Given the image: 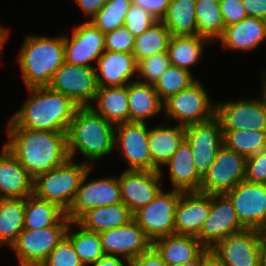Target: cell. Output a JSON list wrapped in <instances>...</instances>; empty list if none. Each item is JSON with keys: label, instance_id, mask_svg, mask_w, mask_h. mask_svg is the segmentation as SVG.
Instances as JSON below:
<instances>
[{"label": "cell", "instance_id": "6f0895ef", "mask_svg": "<svg viewBox=\"0 0 266 266\" xmlns=\"http://www.w3.org/2000/svg\"><path fill=\"white\" fill-rule=\"evenodd\" d=\"M262 266H266V239H265V247L263 252Z\"/></svg>", "mask_w": 266, "mask_h": 266}, {"label": "cell", "instance_id": "ee69618b", "mask_svg": "<svg viewBox=\"0 0 266 266\" xmlns=\"http://www.w3.org/2000/svg\"><path fill=\"white\" fill-rule=\"evenodd\" d=\"M134 42V35L124 26L105 33V50L107 51L133 53Z\"/></svg>", "mask_w": 266, "mask_h": 266}, {"label": "cell", "instance_id": "9c48e42d", "mask_svg": "<svg viewBox=\"0 0 266 266\" xmlns=\"http://www.w3.org/2000/svg\"><path fill=\"white\" fill-rule=\"evenodd\" d=\"M266 233L245 229L220 240L212 250L227 266H262Z\"/></svg>", "mask_w": 266, "mask_h": 266}, {"label": "cell", "instance_id": "5bb4252c", "mask_svg": "<svg viewBox=\"0 0 266 266\" xmlns=\"http://www.w3.org/2000/svg\"><path fill=\"white\" fill-rule=\"evenodd\" d=\"M215 116L222 131H266V102L262 98L218 102Z\"/></svg>", "mask_w": 266, "mask_h": 266}, {"label": "cell", "instance_id": "4316f807", "mask_svg": "<svg viewBox=\"0 0 266 266\" xmlns=\"http://www.w3.org/2000/svg\"><path fill=\"white\" fill-rule=\"evenodd\" d=\"M185 139V127H164L158 125L149 129V150L152 156V171L161 170V166L172 158Z\"/></svg>", "mask_w": 266, "mask_h": 266}, {"label": "cell", "instance_id": "74e56055", "mask_svg": "<svg viewBox=\"0 0 266 266\" xmlns=\"http://www.w3.org/2000/svg\"><path fill=\"white\" fill-rule=\"evenodd\" d=\"M223 144L246 158L266 149V131H222Z\"/></svg>", "mask_w": 266, "mask_h": 266}, {"label": "cell", "instance_id": "8fae6325", "mask_svg": "<svg viewBox=\"0 0 266 266\" xmlns=\"http://www.w3.org/2000/svg\"><path fill=\"white\" fill-rule=\"evenodd\" d=\"M225 195L232 202L238 220L245 229L266 233V184L244 180Z\"/></svg>", "mask_w": 266, "mask_h": 266}, {"label": "cell", "instance_id": "e575fe53", "mask_svg": "<svg viewBox=\"0 0 266 266\" xmlns=\"http://www.w3.org/2000/svg\"><path fill=\"white\" fill-rule=\"evenodd\" d=\"M197 35L218 41L225 31L219 0H196Z\"/></svg>", "mask_w": 266, "mask_h": 266}, {"label": "cell", "instance_id": "7402d4cb", "mask_svg": "<svg viewBox=\"0 0 266 266\" xmlns=\"http://www.w3.org/2000/svg\"><path fill=\"white\" fill-rule=\"evenodd\" d=\"M34 194V179L18 160L3 146L0 153V196L21 199Z\"/></svg>", "mask_w": 266, "mask_h": 266}, {"label": "cell", "instance_id": "d6986e66", "mask_svg": "<svg viewBox=\"0 0 266 266\" xmlns=\"http://www.w3.org/2000/svg\"><path fill=\"white\" fill-rule=\"evenodd\" d=\"M162 169L154 171L125 170L118 177L122 202L134 214L147 206L162 190Z\"/></svg>", "mask_w": 266, "mask_h": 266}, {"label": "cell", "instance_id": "11a10c76", "mask_svg": "<svg viewBox=\"0 0 266 266\" xmlns=\"http://www.w3.org/2000/svg\"><path fill=\"white\" fill-rule=\"evenodd\" d=\"M204 252L195 260L185 263L181 266H203Z\"/></svg>", "mask_w": 266, "mask_h": 266}, {"label": "cell", "instance_id": "60d3db41", "mask_svg": "<svg viewBox=\"0 0 266 266\" xmlns=\"http://www.w3.org/2000/svg\"><path fill=\"white\" fill-rule=\"evenodd\" d=\"M170 66L168 52L157 53L146 57L137 62V78L140 80L144 77V81H139L147 84H155L160 76Z\"/></svg>", "mask_w": 266, "mask_h": 266}, {"label": "cell", "instance_id": "b9f144b4", "mask_svg": "<svg viewBox=\"0 0 266 266\" xmlns=\"http://www.w3.org/2000/svg\"><path fill=\"white\" fill-rule=\"evenodd\" d=\"M41 266H84L71 241L65 236L51 251Z\"/></svg>", "mask_w": 266, "mask_h": 266}, {"label": "cell", "instance_id": "681fc988", "mask_svg": "<svg viewBox=\"0 0 266 266\" xmlns=\"http://www.w3.org/2000/svg\"><path fill=\"white\" fill-rule=\"evenodd\" d=\"M249 17L266 20V0H241Z\"/></svg>", "mask_w": 266, "mask_h": 266}, {"label": "cell", "instance_id": "7bdbcfd3", "mask_svg": "<svg viewBox=\"0 0 266 266\" xmlns=\"http://www.w3.org/2000/svg\"><path fill=\"white\" fill-rule=\"evenodd\" d=\"M157 21L158 20H156L145 9L132 4L126 14L123 26L126 27L129 32L134 35V37H137Z\"/></svg>", "mask_w": 266, "mask_h": 266}, {"label": "cell", "instance_id": "f5cc1de1", "mask_svg": "<svg viewBox=\"0 0 266 266\" xmlns=\"http://www.w3.org/2000/svg\"><path fill=\"white\" fill-rule=\"evenodd\" d=\"M203 266H227V265L212 249H206L204 251Z\"/></svg>", "mask_w": 266, "mask_h": 266}, {"label": "cell", "instance_id": "8992f818", "mask_svg": "<svg viewBox=\"0 0 266 266\" xmlns=\"http://www.w3.org/2000/svg\"><path fill=\"white\" fill-rule=\"evenodd\" d=\"M206 89L196 80L185 90L170 96L163 102V111L167 117L179 121V125L188 126L202 123L215 116L216 104H211Z\"/></svg>", "mask_w": 266, "mask_h": 266}, {"label": "cell", "instance_id": "277c9868", "mask_svg": "<svg viewBox=\"0 0 266 266\" xmlns=\"http://www.w3.org/2000/svg\"><path fill=\"white\" fill-rule=\"evenodd\" d=\"M19 52L23 80L28 88L47 87L65 62L64 36H26Z\"/></svg>", "mask_w": 266, "mask_h": 266}, {"label": "cell", "instance_id": "52a82bcc", "mask_svg": "<svg viewBox=\"0 0 266 266\" xmlns=\"http://www.w3.org/2000/svg\"><path fill=\"white\" fill-rule=\"evenodd\" d=\"M183 191H163L145 207L133 214V220L153 242L162 236L175 233L176 207Z\"/></svg>", "mask_w": 266, "mask_h": 266}, {"label": "cell", "instance_id": "30bf717a", "mask_svg": "<svg viewBox=\"0 0 266 266\" xmlns=\"http://www.w3.org/2000/svg\"><path fill=\"white\" fill-rule=\"evenodd\" d=\"M90 170L91 167L84 173L76 197L66 212L70 221L76 222L84 213L96 207L122 202L118 178L107 177L86 183Z\"/></svg>", "mask_w": 266, "mask_h": 266}, {"label": "cell", "instance_id": "9a60e30c", "mask_svg": "<svg viewBox=\"0 0 266 266\" xmlns=\"http://www.w3.org/2000/svg\"><path fill=\"white\" fill-rule=\"evenodd\" d=\"M147 122H126L115 125L114 147L129 164L126 170L152 171Z\"/></svg>", "mask_w": 266, "mask_h": 266}, {"label": "cell", "instance_id": "836d02e7", "mask_svg": "<svg viewBox=\"0 0 266 266\" xmlns=\"http://www.w3.org/2000/svg\"><path fill=\"white\" fill-rule=\"evenodd\" d=\"M207 42L210 43L211 41L201 35L171 36L167 50L170 65L190 71L189 67L198 62L203 45H206Z\"/></svg>", "mask_w": 266, "mask_h": 266}, {"label": "cell", "instance_id": "3957f363", "mask_svg": "<svg viewBox=\"0 0 266 266\" xmlns=\"http://www.w3.org/2000/svg\"><path fill=\"white\" fill-rule=\"evenodd\" d=\"M115 125L97 114L90 106L79 107L66 133L67 153L74 159L78 149L91 161L113 152Z\"/></svg>", "mask_w": 266, "mask_h": 266}, {"label": "cell", "instance_id": "f6af8a7d", "mask_svg": "<svg viewBox=\"0 0 266 266\" xmlns=\"http://www.w3.org/2000/svg\"><path fill=\"white\" fill-rule=\"evenodd\" d=\"M245 180L266 184V149L246 158Z\"/></svg>", "mask_w": 266, "mask_h": 266}, {"label": "cell", "instance_id": "bcb514c9", "mask_svg": "<svg viewBox=\"0 0 266 266\" xmlns=\"http://www.w3.org/2000/svg\"><path fill=\"white\" fill-rule=\"evenodd\" d=\"M225 26L240 22L248 17L241 0H219Z\"/></svg>", "mask_w": 266, "mask_h": 266}, {"label": "cell", "instance_id": "d590c367", "mask_svg": "<svg viewBox=\"0 0 266 266\" xmlns=\"http://www.w3.org/2000/svg\"><path fill=\"white\" fill-rule=\"evenodd\" d=\"M72 224L79 227L78 231L71 230ZM65 236L71 241L84 266L95 263L105 255L99 234L83 228L77 222L69 223Z\"/></svg>", "mask_w": 266, "mask_h": 266}, {"label": "cell", "instance_id": "c3c4849f", "mask_svg": "<svg viewBox=\"0 0 266 266\" xmlns=\"http://www.w3.org/2000/svg\"><path fill=\"white\" fill-rule=\"evenodd\" d=\"M130 266H168L162 257L151 247L147 252L130 261Z\"/></svg>", "mask_w": 266, "mask_h": 266}, {"label": "cell", "instance_id": "ac0fdd59", "mask_svg": "<svg viewBox=\"0 0 266 266\" xmlns=\"http://www.w3.org/2000/svg\"><path fill=\"white\" fill-rule=\"evenodd\" d=\"M71 36L64 35L65 62L95 68L91 61L105 52V34L88 20L75 26Z\"/></svg>", "mask_w": 266, "mask_h": 266}, {"label": "cell", "instance_id": "4dcf8cb0", "mask_svg": "<svg viewBox=\"0 0 266 266\" xmlns=\"http://www.w3.org/2000/svg\"><path fill=\"white\" fill-rule=\"evenodd\" d=\"M133 220L130 209L120 202L115 205L101 206L84 213L76 222L83 228L101 233L118 228Z\"/></svg>", "mask_w": 266, "mask_h": 266}, {"label": "cell", "instance_id": "db71d44e", "mask_svg": "<svg viewBox=\"0 0 266 266\" xmlns=\"http://www.w3.org/2000/svg\"><path fill=\"white\" fill-rule=\"evenodd\" d=\"M8 33H9L8 29L0 25V54L2 52L1 49H3L2 47L4 46V43L8 39L9 36Z\"/></svg>", "mask_w": 266, "mask_h": 266}, {"label": "cell", "instance_id": "f907efd6", "mask_svg": "<svg viewBox=\"0 0 266 266\" xmlns=\"http://www.w3.org/2000/svg\"><path fill=\"white\" fill-rule=\"evenodd\" d=\"M83 13L87 16H91V19L97 14V12L108 2V0H75Z\"/></svg>", "mask_w": 266, "mask_h": 266}, {"label": "cell", "instance_id": "7a4b0ae2", "mask_svg": "<svg viewBox=\"0 0 266 266\" xmlns=\"http://www.w3.org/2000/svg\"><path fill=\"white\" fill-rule=\"evenodd\" d=\"M29 100L8 121L7 128L67 133L79 108L71 98L50 87L28 88Z\"/></svg>", "mask_w": 266, "mask_h": 266}, {"label": "cell", "instance_id": "e0dca14e", "mask_svg": "<svg viewBox=\"0 0 266 266\" xmlns=\"http://www.w3.org/2000/svg\"><path fill=\"white\" fill-rule=\"evenodd\" d=\"M245 230L238 220L230 199L225 195H211V210L197 239L212 249L220 240Z\"/></svg>", "mask_w": 266, "mask_h": 266}, {"label": "cell", "instance_id": "484cf974", "mask_svg": "<svg viewBox=\"0 0 266 266\" xmlns=\"http://www.w3.org/2000/svg\"><path fill=\"white\" fill-rule=\"evenodd\" d=\"M166 165L169 166V178L174 189L183 192L200 190L202 177L196 170L193 152L186 139Z\"/></svg>", "mask_w": 266, "mask_h": 266}, {"label": "cell", "instance_id": "7dc6e473", "mask_svg": "<svg viewBox=\"0 0 266 266\" xmlns=\"http://www.w3.org/2000/svg\"><path fill=\"white\" fill-rule=\"evenodd\" d=\"M131 2L145 9L156 20L161 21L167 12L170 0H131Z\"/></svg>", "mask_w": 266, "mask_h": 266}, {"label": "cell", "instance_id": "d6a6232c", "mask_svg": "<svg viewBox=\"0 0 266 266\" xmlns=\"http://www.w3.org/2000/svg\"><path fill=\"white\" fill-rule=\"evenodd\" d=\"M26 198L0 201V246L11 247L24 229Z\"/></svg>", "mask_w": 266, "mask_h": 266}, {"label": "cell", "instance_id": "f1b7e54d", "mask_svg": "<svg viewBox=\"0 0 266 266\" xmlns=\"http://www.w3.org/2000/svg\"><path fill=\"white\" fill-rule=\"evenodd\" d=\"M129 122H146L163 110V102L153 84L133 81L127 85Z\"/></svg>", "mask_w": 266, "mask_h": 266}, {"label": "cell", "instance_id": "603a6c76", "mask_svg": "<svg viewBox=\"0 0 266 266\" xmlns=\"http://www.w3.org/2000/svg\"><path fill=\"white\" fill-rule=\"evenodd\" d=\"M96 63L98 88L126 86L131 76L137 73V61L132 53L105 50Z\"/></svg>", "mask_w": 266, "mask_h": 266}, {"label": "cell", "instance_id": "f546056e", "mask_svg": "<svg viewBox=\"0 0 266 266\" xmlns=\"http://www.w3.org/2000/svg\"><path fill=\"white\" fill-rule=\"evenodd\" d=\"M94 101L98 107H90L108 122L114 125L129 122L127 85L98 88Z\"/></svg>", "mask_w": 266, "mask_h": 266}, {"label": "cell", "instance_id": "5b68a950", "mask_svg": "<svg viewBox=\"0 0 266 266\" xmlns=\"http://www.w3.org/2000/svg\"><path fill=\"white\" fill-rule=\"evenodd\" d=\"M90 167L89 162L76 164L68 158L62 165L34 180V194L42 200L58 204L67 212L76 197L84 173Z\"/></svg>", "mask_w": 266, "mask_h": 266}, {"label": "cell", "instance_id": "ba28073f", "mask_svg": "<svg viewBox=\"0 0 266 266\" xmlns=\"http://www.w3.org/2000/svg\"><path fill=\"white\" fill-rule=\"evenodd\" d=\"M246 157L222 144L208 172L202 178L199 192L222 195L245 180Z\"/></svg>", "mask_w": 266, "mask_h": 266}, {"label": "cell", "instance_id": "6da1fadb", "mask_svg": "<svg viewBox=\"0 0 266 266\" xmlns=\"http://www.w3.org/2000/svg\"><path fill=\"white\" fill-rule=\"evenodd\" d=\"M7 135L4 146L34 180L69 158L65 132L8 128Z\"/></svg>", "mask_w": 266, "mask_h": 266}, {"label": "cell", "instance_id": "f35d334b", "mask_svg": "<svg viewBox=\"0 0 266 266\" xmlns=\"http://www.w3.org/2000/svg\"><path fill=\"white\" fill-rule=\"evenodd\" d=\"M196 80L191 71L170 65L154 84V87L160 100L164 102L170 96L188 88Z\"/></svg>", "mask_w": 266, "mask_h": 266}, {"label": "cell", "instance_id": "7c38bea8", "mask_svg": "<svg viewBox=\"0 0 266 266\" xmlns=\"http://www.w3.org/2000/svg\"><path fill=\"white\" fill-rule=\"evenodd\" d=\"M68 226L23 229L10 247L17 255L19 266H41L51 251L65 237Z\"/></svg>", "mask_w": 266, "mask_h": 266}, {"label": "cell", "instance_id": "2e32d148", "mask_svg": "<svg viewBox=\"0 0 266 266\" xmlns=\"http://www.w3.org/2000/svg\"><path fill=\"white\" fill-rule=\"evenodd\" d=\"M198 174L203 178L213 164L219 147L223 144V133L219 119H212L185 127Z\"/></svg>", "mask_w": 266, "mask_h": 266}, {"label": "cell", "instance_id": "d4e9b609", "mask_svg": "<svg viewBox=\"0 0 266 266\" xmlns=\"http://www.w3.org/2000/svg\"><path fill=\"white\" fill-rule=\"evenodd\" d=\"M266 39V20L246 17L240 22L225 26L223 35L218 39L224 48L250 51Z\"/></svg>", "mask_w": 266, "mask_h": 266}, {"label": "cell", "instance_id": "cb8c5ba5", "mask_svg": "<svg viewBox=\"0 0 266 266\" xmlns=\"http://www.w3.org/2000/svg\"><path fill=\"white\" fill-rule=\"evenodd\" d=\"M152 247L168 266L191 262L207 249L197 237L175 233L155 239Z\"/></svg>", "mask_w": 266, "mask_h": 266}, {"label": "cell", "instance_id": "ab89813d", "mask_svg": "<svg viewBox=\"0 0 266 266\" xmlns=\"http://www.w3.org/2000/svg\"><path fill=\"white\" fill-rule=\"evenodd\" d=\"M131 5V0H108L89 21L104 34L114 31L124 25L126 14Z\"/></svg>", "mask_w": 266, "mask_h": 266}, {"label": "cell", "instance_id": "1f68e13d", "mask_svg": "<svg viewBox=\"0 0 266 266\" xmlns=\"http://www.w3.org/2000/svg\"><path fill=\"white\" fill-rule=\"evenodd\" d=\"M196 0H170L161 22L171 36L197 35Z\"/></svg>", "mask_w": 266, "mask_h": 266}, {"label": "cell", "instance_id": "816d5d0a", "mask_svg": "<svg viewBox=\"0 0 266 266\" xmlns=\"http://www.w3.org/2000/svg\"><path fill=\"white\" fill-rule=\"evenodd\" d=\"M130 266V261L126 258L120 259L118 256H112V255H104L102 258H100L98 261L93 263V266Z\"/></svg>", "mask_w": 266, "mask_h": 266}, {"label": "cell", "instance_id": "44dd1931", "mask_svg": "<svg viewBox=\"0 0 266 266\" xmlns=\"http://www.w3.org/2000/svg\"><path fill=\"white\" fill-rule=\"evenodd\" d=\"M211 210V195L183 192L176 207L175 234L198 237Z\"/></svg>", "mask_w": 266, "mask_h": 266}, {"label": "cell", "instance_id": "9f6ffc18", "mask_svg": "<svg viewBox=\"0 0 266 266\" xmlns=\"http://www.w3.org/2000/svg\"><path fill=\"white\" fill-rule=\"evenodd\" d=\"M262 81H263V84H262V89L261 90H263V91L261 93L262 94L261 98L266 102V74H265L264 80H262Z\"/></svg>", "mask_w": 266, "mask_h": 266}, {"label": "cell", "instance_id": "83f0119b", "mask_svg": "<svg viewBox=\"0 0 266 266\" xmlns=\"http://www.w3.org/2000/svg\"><path fill=\"white\" fill-rule=\"evenodd\" d=\"M70 222L66 211L58 204L42 200L35 194L26 197L24 229L68 226Z\"/></svg>", "mask_w": 266, "mask_h": 266}, {"label": "cell", "instance_id": "ffe728a7", "mask_svg": "<svg viewBox=\"0 0 266 266\" xmlns=\"http://www.w3.org/2000/svg\"><path fill=\"white\" fill-rule=\"evenodd\" d=\"M98 234L105 255H123L129 261L147 252L152 247V241L134 220L124 226Z\"/></svg>", "mask_w": 266, "mask_h": 266}, {"label": "cell", "instance_id": "4fadbf2b", "mask_svg": "<svg viewBox=\"0 0 266 266\" xmlns=\"http://www.w3.org/2000/svg\"><path fill=\"white\" fill-rule=\"evenodd\" d=\"M95 72V68L64 62L48 87L71 98L79 107L91 106L98 89Z\"/></svg>", "mask_w": 266, "mask_h": 266}, {"label": "cell", "instance_id": "8d00e7d4", "mask_svg": "<svg viewBox=\"0 0 266 266\" xmlns=\"http://www.w3.org/2000/svg\"><path fill=\"white\" fill-rule=\"evenodd\" d=\"M171 34L161 21H157L141 35L135 37L133 55L138 62L146 57L168 50Z\"/></svg>", "mask_w": 266, "mask_h": 266}]
</instances>
